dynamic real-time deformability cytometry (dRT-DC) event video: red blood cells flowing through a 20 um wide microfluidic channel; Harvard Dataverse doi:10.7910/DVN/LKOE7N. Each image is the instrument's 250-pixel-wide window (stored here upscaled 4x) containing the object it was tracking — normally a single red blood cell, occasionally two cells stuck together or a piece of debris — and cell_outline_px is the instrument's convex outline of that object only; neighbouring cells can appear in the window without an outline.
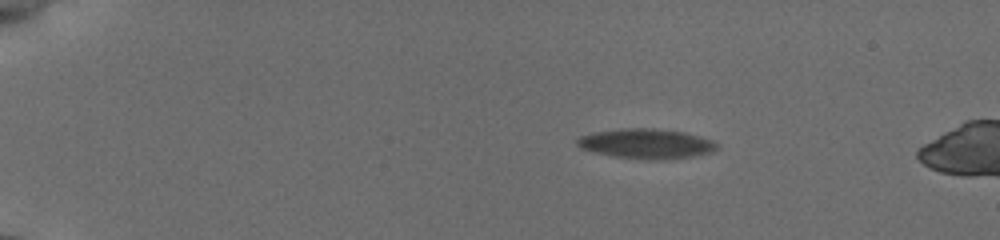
{"species": "common noctule bat (a hibernating species)", "species_latin": "Nyctalus noctula", "temperature_condition": "cold", "stored_images_in_passage": 31, "camera_frame_rate_fps": 3000, "um_per_image_px": 0.085, "animal": {"sex": "female", "body_mass_g": 19.5, "forearm_length_mm": 54.1}, "frame": {"image": 1, "passage_image": 1, "time_ms": 0.0, "image_size_px": [1000, 240], "cell_outline_px": [[716, 148], [712, 152], [692, 156], [616, 156], [584, 148], [576, 144], [576, 140], [580, 136], [592, 132], [628, 128], [652, 128], [684, 132], [712, 140], [716, 144]], "centroid_in_image_um": [54.92, 12.14], "position_along_channel_um": 30.1, "area_um2": 22.54}}
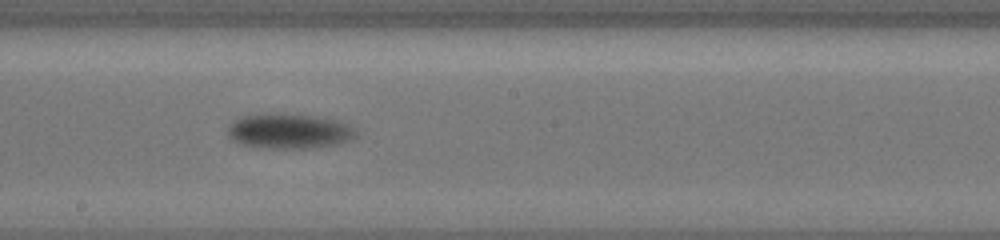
{"frame": {"image": 2, "passage_image": 15, "time_ms": 7.667, "image_size_px": [1000, 240], "cell_outline_px": [[356, 136], [336, 144], [312, 148], [272, 148], [244, 144], [236, 140], [228, 132], [228, 128], [236, 120], [244, 116], [264, 112], [280, 112], [316, 116], [332, 120], [344, 124], [352, 128]], "centroid_in_image_um": [24.55, 11.12], "position_along_channel_um": 223.6, "area_um2": 25.55}}
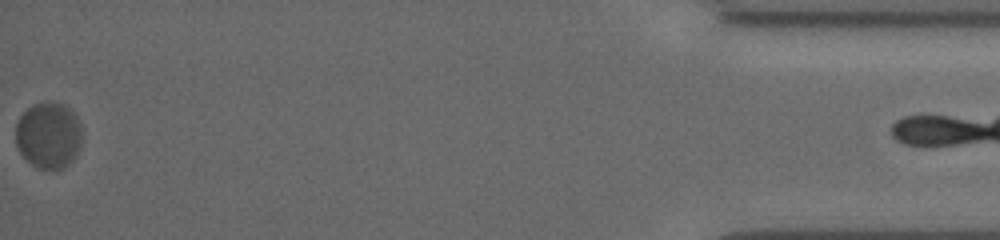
{"frame": {"image": 3, "passage_image": 30, "time_ms": 15.333, "image_size_px": [1000, 240], "cell_outline_px": [[80, 144], [76, 156], [68, 164], [60, 168], [40, 168], [32, 164], [20, 152], [16, 144], [16, 124], [20, 116], [32, 104], [52, 100], [64, 104], [76, 116], [80, 124]], "centroid_in_image_um": [4.12, 11.45], "position_along_channel_um": 431.1, "area_um2": 25.43}, "authors_computed_cell_mechanics": {"area_um2": 23.8714, "velocity_mm_per_s": 3.7347, "shape_relaxation_time_tau1_ms": 9.6651, "shape_relaxation_time_tau2_ms": null, "deformation_change_tau1": 0.1558, "deformation_change_tau2": null}}